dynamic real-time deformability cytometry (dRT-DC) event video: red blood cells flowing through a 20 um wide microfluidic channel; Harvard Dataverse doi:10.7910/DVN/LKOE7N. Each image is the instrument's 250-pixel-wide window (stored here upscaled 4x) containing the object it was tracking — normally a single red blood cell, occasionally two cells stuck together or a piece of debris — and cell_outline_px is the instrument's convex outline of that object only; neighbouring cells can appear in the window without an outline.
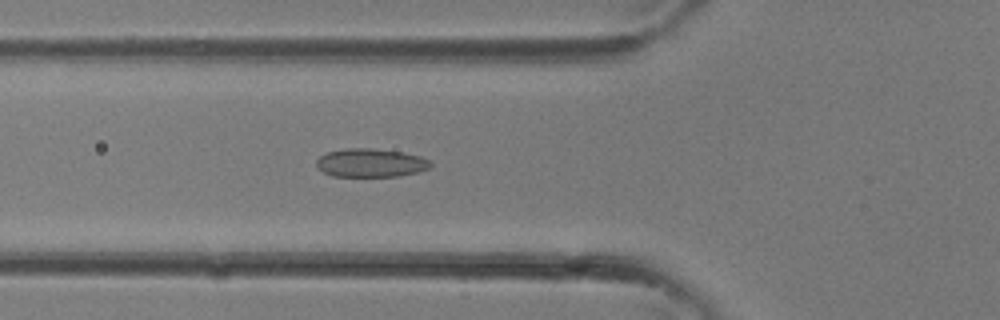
{"species": "common noctule bat (a hibernating species)", "species_latin": "Nyctalus noctula", "temperature_condition": "room temperature", "stored_images_in_passage": 28, "camera_frame_rate_fps": 3000, "um_per_image_px": 0.085, "animal": {"sex": "female"}, "frame": {"image": 1, "passage_image": 7, "time_ms": 2.0, "image_size_px": [1000, 320], "cell_outline_px": [[432, 164], [428, 168], [420, 172], [396, 176], [332, 176], [316, 168], [316, 160], [320, 156], [328, 152], [344, 148], [372, 148], [400, 152], [420, 156], [428, 160]], "centroid_in_image_um": [31.47, 13.84], "position_along_channel_um": 94.3, "area_um2": 18.9}}
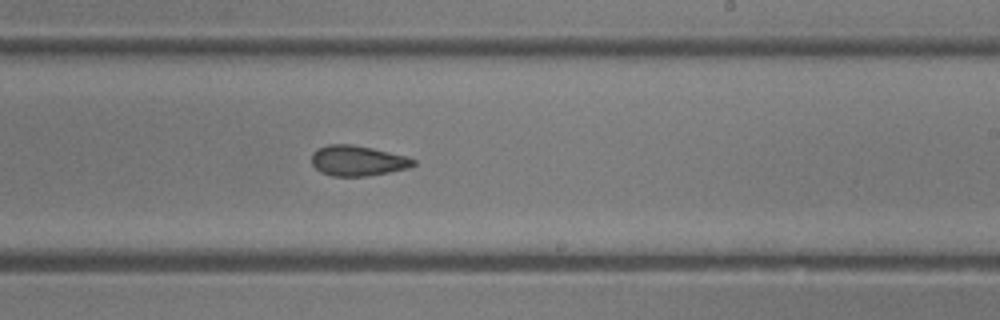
{"frame": {"image": 2, "passage_image": 15, "time_ms": 4.667, "image_size_px": [1000, 320], "cell_outline_px": [[416, 164], [408, 168], [388, 172], [364, 176], [332, 176], [320, 172], [312, 164], [312, 152], [316, 148], [328, 144], [352, 144], [372, 148], [408, 156], [416, 160]], "centroid_in_image_um": [30.39, 13.65], "position_along_channel_um": 258.6, "area_um2": 18.09}}
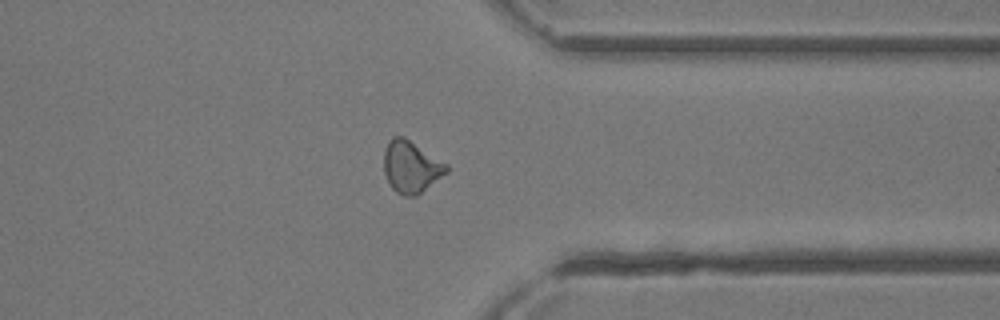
{"frame": {"image": 3, "passage_image": 21, "time_ms": 6.667, "image_size_px": [1000, 320], "cell_outline_px": [[448, 172], [416, 196], [404, 196], [396, 192], [392, 188], [384, 172], [384, 152], [388, 140], [392, 136], [404, 136], [448, 164]], "centroid_in_image_um": [34.94, 14.16], "position_along_channel_um": 376.5, "area_um2": 18.96}}